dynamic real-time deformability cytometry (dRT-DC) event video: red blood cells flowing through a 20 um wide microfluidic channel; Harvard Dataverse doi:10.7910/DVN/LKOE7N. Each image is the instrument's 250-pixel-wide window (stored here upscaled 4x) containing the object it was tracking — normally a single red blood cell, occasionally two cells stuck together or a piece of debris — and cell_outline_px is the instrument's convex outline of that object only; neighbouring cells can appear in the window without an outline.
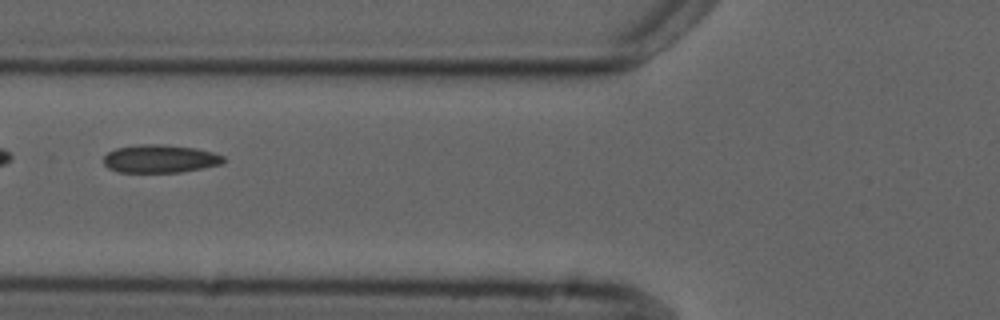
{"species": "common noctule bat (a hibernating species)", "species_latin": "Nyctalus noctula", "temperature_condition": "cold", "stored_images_in_passage": 4, "camera_frame_rate_fps": 3000, "um_per_image_px": 0.085, "animal": {"sex": "male", "forearm_length_mm": 52.5}, "frame": {"image": 1, "passage_image": 2, "time_ms": 1.333, "image_size_px": [1000, 320], "cell_outline_px": [[228, 160], [220, 164], [180, 172], [116, 172], [108, 168], [104, 164], [104, 156], [108, 152], [116, 148], [144, 144], [160, 144], [196, 148], [212, 152], [224, 156]], "centroid_in_image_um": [13.6, 13.49], "position_along_channel_um": 112.2, "area_um2": 19.54}}
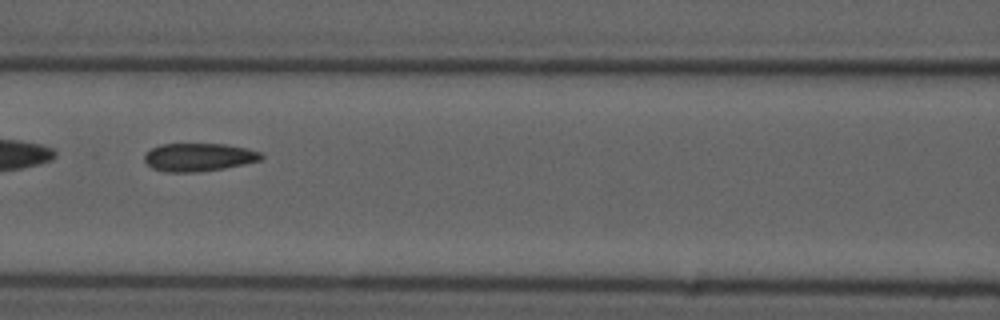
{"frame": {"image": 2, "passage_image": 3, "time_ms": 2.333, "image_size_px": [1000, 320], "cell_outline_px": [[264, 156], [260, 160], [244, 164], [224, 168], [196, 172], [168, 172], [152, 168], [144, 160], [144, 156], [152, 148], [160, 144], [224, 144], [248, 148], [260, 152]], "centroid_in_image_um": [16.9, 13.36], "position_along_channel_um": 149.7, "area_um2": 19.02}}
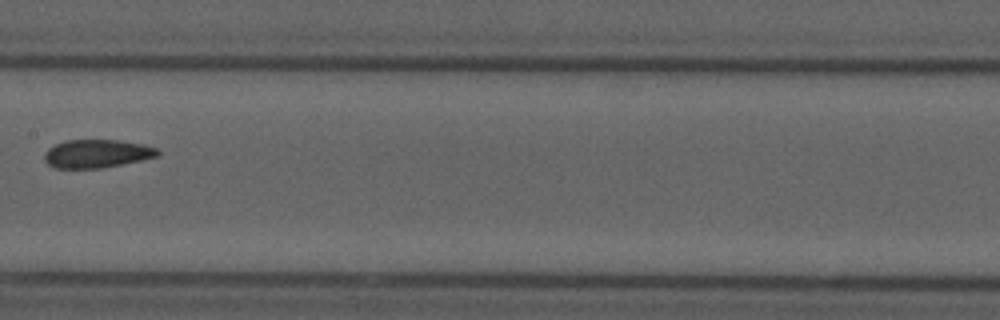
{"frame": {"image": 3, "passage_image": 4, "time_ms": 3.667, "image_size_px": [1000, 320], "cell_outline_px": [[160, 156], [104, 168], [56, 168], [48, 164], [44, 160], [44, 156], [48, 148], [56, 144], [68, 140], [120, 140], [144, 144], [156, 148], [160, 152]], "centroid_in_image_um": [8.27, 13.06], "position_along_channel_um": 199.1, "area_um2": 18.73}}